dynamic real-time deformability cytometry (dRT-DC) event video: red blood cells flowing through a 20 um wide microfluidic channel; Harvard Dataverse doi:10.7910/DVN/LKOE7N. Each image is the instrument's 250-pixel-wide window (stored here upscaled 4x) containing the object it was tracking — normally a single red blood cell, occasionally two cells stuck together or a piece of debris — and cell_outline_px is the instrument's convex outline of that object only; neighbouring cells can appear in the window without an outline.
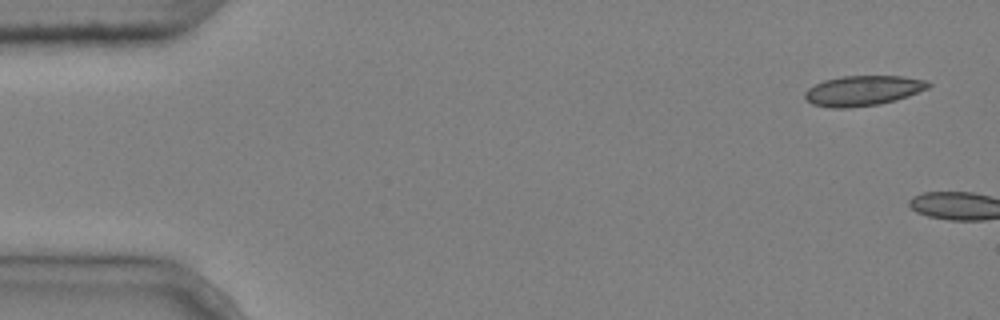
{"species": "common noctule bat (a hibernating species)", "species_latin": "Nyctalus noctula", "temperature_condition": "cold", "stored_images_in_passage": 2, "camera_frame_rate_fps": 3000, "um_per_image_px": 0.085, "animal": {"sex": "male", "body_mass_g": 20.4}, "frame": {"image": 1, "passage_image": 1, "time_ms": 0.0, "image_size_px": [1000, 320], "cell_outline_px": [[932, 84], [928, 88], [908, 96], [896, 100], [880, 104], [848, 108], [832, 108], [812, 104], [804, 100], [804, 92], [808, 88], [824, 80], [844, 76], [904, 76], [928, 80]], "centroid_in_image_um": [73.35, 7.71], "position_along_channel_um": 11.6, "area_um2": 21.85}}